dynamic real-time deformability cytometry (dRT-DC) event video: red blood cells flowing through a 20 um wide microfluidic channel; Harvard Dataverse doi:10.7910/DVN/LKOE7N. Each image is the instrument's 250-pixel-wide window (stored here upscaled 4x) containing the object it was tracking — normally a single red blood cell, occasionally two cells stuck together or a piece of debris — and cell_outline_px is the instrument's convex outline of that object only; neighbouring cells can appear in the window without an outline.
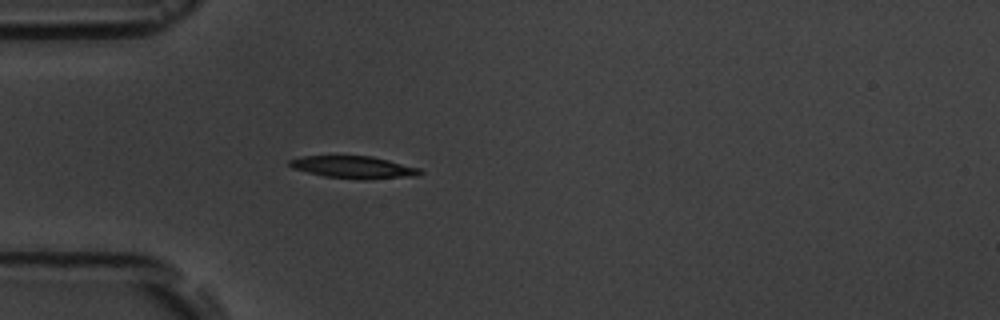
{"species": "common noctule bat (a hibernating species)", "species_latin": "Nyctalus noctula", "temperature_condition": "room temperature", "stored_images_in_passage": 1, "camera_frame_rate_fps": 3000, "um_per_image_px": 0.085, "animal": {"sex": "male", "body_mass_g": 19.5, "forearm_length_mm": 54.6}, "frame": {"image": 1, "passage_image": 1, "time_ms": 0.0, "image_size_px": [1000, 320], "cell_outline_px": [[424, 172], [420, 176], [364, 180], [360, 180], [324, 176], [292, 168], [288, 164], [288, 160], [304, 156], [372, 156], [420, 168]], "centroid_in_image_um": [30.11, 14.23], "position_along_channel_um": 54.9, "area_um2": 17.11}}